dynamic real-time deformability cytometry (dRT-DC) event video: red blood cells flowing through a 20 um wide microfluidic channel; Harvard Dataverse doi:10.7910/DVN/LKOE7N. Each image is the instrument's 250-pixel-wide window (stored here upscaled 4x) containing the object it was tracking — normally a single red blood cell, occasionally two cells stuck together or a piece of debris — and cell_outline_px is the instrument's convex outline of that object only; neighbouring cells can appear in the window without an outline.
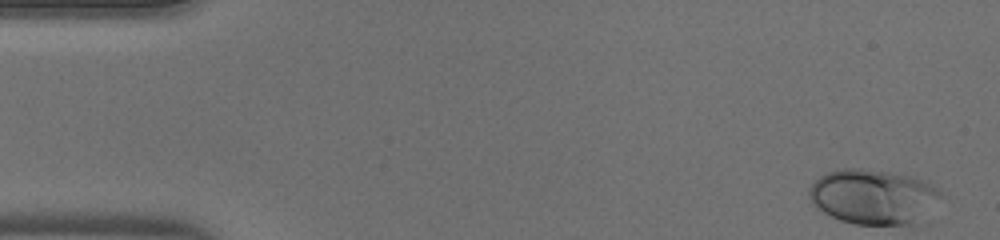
{"species": "human", "species_latin": "Homo sapiens", "temperature_condition": "warm", "stored_images_in_passage": 45, "camera_frame_rate_fps": 3000, "um_per_image_px": 0.085, "donor": {"sex": "male"}, "frame": {"image": 1, "passage_image": 1, "time_ms": 0.0, "image_size_px": [1000, 240], "cell_outline_px": [[940, 192], [916, 224], [856, 224], [840, 220], [816, 208], [812, 204], [808, 196], [808, 192], [812, 184], [824, 172], [844, 168], [860, 168], [888, 172], [912, 176], [924, 180], [932, 184]], "centroid_in_image_um": [74.13, 16.7], "position_along_channel_um": 10.9, "area_um2": 41.44}}
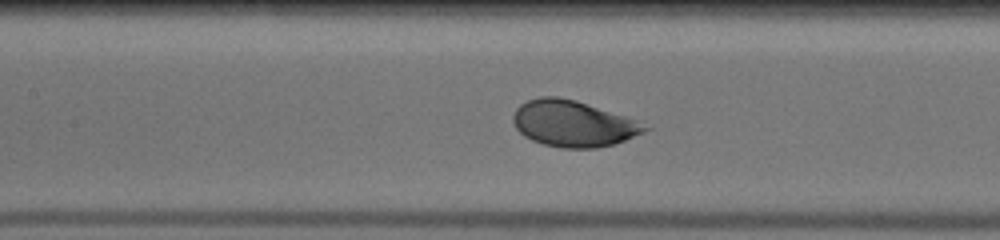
{"frame": {"image": 2, "passage_image": 20, "time_ms": 6.333, "image_size_px": [1000, 240], "cell_outline_px": [[652, 128], [644, 132], [624, 140], [612, 144], [596, 148], [560, 148], [544, 144], [532, 140], [524, 136], [516, 128], [512, 120], [512, 116], [516, 108], [520, 104], [528, 100], [540, 96], [556, 96], [576, 100], [636, 120]], "centroid_in_image_um": [48.68, 10.5], "position_along_channel_um": 158.7, "area_um2": 35.26}}
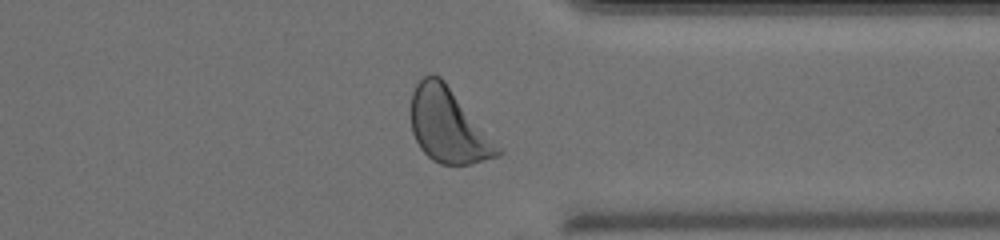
{"frame": {"image": 3, "passage_image": 35, "time_ms": 11.333, "image_size_px": [1000, 240], "cell_outline_px": [[504, 152], [496, 156], [468, 164], [440, 164], [432, 160], [420, 148], [412, 132], [412, 92], [416, 84], [424, 76], [432, 72], [440, 76], [444, 80], [504, 148]], "centroid_in_image_um": [38.15, 10.66], "position_along_channel_um": 373.3, "area_um2": 37.86}}